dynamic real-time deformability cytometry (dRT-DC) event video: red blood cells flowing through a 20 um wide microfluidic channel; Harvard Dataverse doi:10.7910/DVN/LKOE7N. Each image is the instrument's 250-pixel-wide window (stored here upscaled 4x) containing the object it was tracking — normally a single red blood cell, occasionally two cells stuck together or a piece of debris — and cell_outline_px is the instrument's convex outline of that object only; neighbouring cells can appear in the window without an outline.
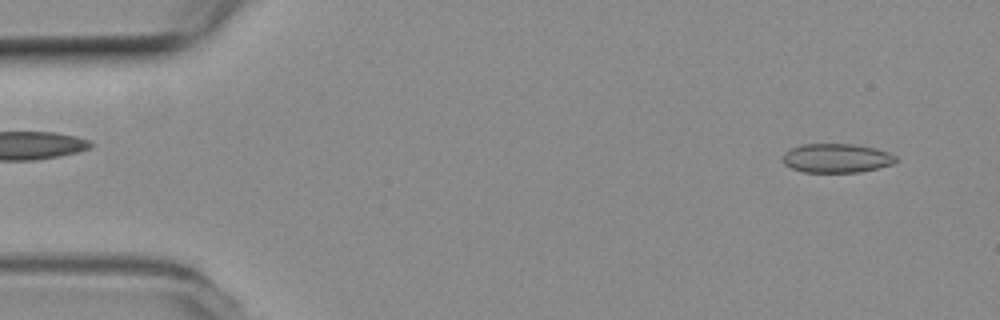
{"species": "common noctule bat (a hibernating species)", "species_latin": "Nyctalus noctula", "temperature_condition": "room temperature", "stored_images_in_passage": 55, "camera_frame_rate_fps": 3000, "um_per_image_px": 0.085, "animal": {"sex": "female", "body_mass_g": 19.3, "forearm_length_mm": 54.1}, "frame": {"image": 1, "passage_image": 3, "time_ms": 0.667, "image_size_px": [1000, 320], "cell_outline_px": [[896, 160], [892, 164], [880, 168], [860, 172], [804, 172], [792, 168], [784, 164], [784, 152], [800, 144], [852, 144], [876, 148], [888, 152], [896, 156]], "centroid_in_image_um": [71.12, 13.44], "position_along_channel_um": 13.9, "area_um2": 19.13}}
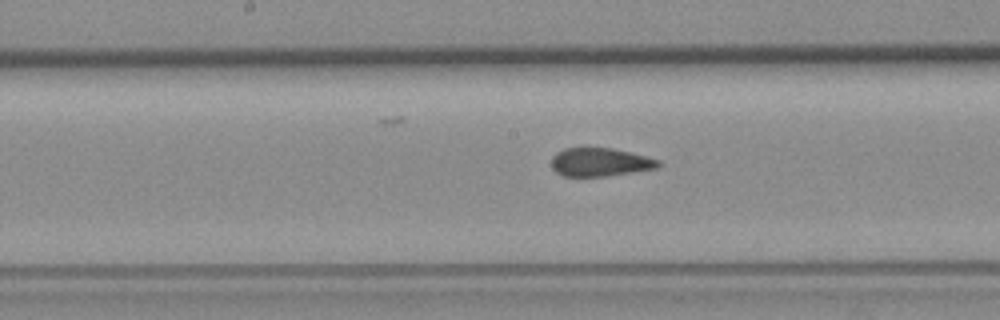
{"frame": {"image": 2, "passage_image": 27, "time_ms": 8.667, "image_size_px": [1000, 320], "cell_outline_px": [[660, 168], [608, 176], [564, 176], [556, 172], [552, 168], [552, 156], [556, 152], [564, 148], [612, 148], [660, 160]], "centroid_in_image_um": [51.0, 13.79], "position_along_channel_um": 197.2, "area_um2": 17.69}}
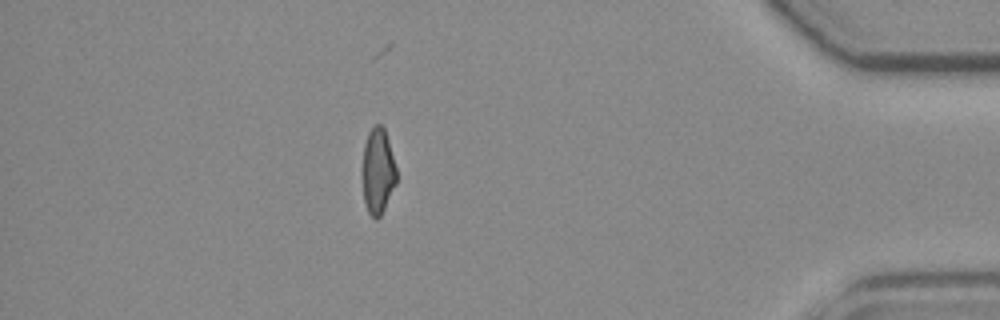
{"frame": {"image": 3, "passage_image": 48, "time_ms": 15.667, "image_size_px": [1000, 320], "cell_outline_px": [[396, 184], [380, 216], [376, 220], [368, 212], [364, 204], [360, 176], [360, 172], [364, 144], [368, 132], [376, 124], [380, 124], [384, 128], [388, 140], [396, 168]], "centroid_in_image_um": [32.06, 14.56], "position_along_channel_um": 403.1, "area_um2": 17.46}, "authors_computed_cell_mechanics": {"area_um2": 18.8428, "velocity_mm_per_s": 3.6396, "shape_relaxation_time_tau1_ms": 5.6326, "shape_relaxation_time_tau2_ms": 1.1439, "deformation_change_tau1": 0.1634, "deformation_change_tau2": 0.0824}}